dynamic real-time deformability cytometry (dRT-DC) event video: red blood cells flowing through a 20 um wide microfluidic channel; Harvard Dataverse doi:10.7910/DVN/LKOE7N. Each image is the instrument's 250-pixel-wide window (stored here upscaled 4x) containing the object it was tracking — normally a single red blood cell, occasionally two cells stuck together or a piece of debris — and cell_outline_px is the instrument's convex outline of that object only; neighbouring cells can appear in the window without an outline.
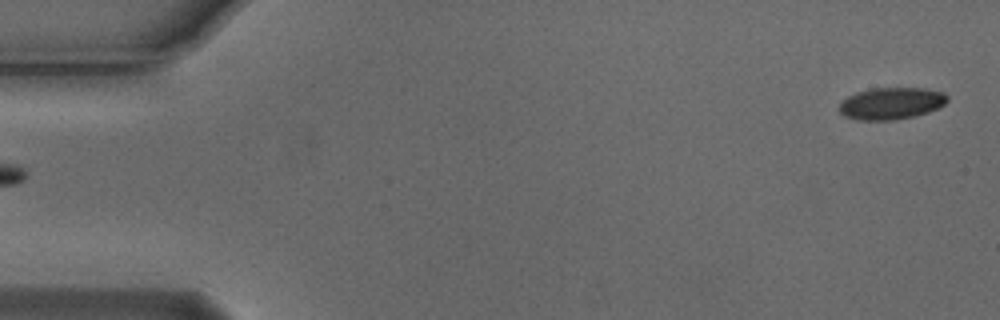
{"species": "Egyptian fruit bat (a non-hibernating species)", "species_latin": "Rousettus aegyptiacus", "temperature_condition": "cold", "stored_images_in_passage": 5, "segment_of_instrument_passage": [2, 2], "camera_frame_rate_fps": 3000, "um_per_image_px": 0.085, "animal": {"sex": "male"}, "frame": {"image": 1, "passage_image": 5, "time_ms": 1.333, "image_size_px": [1000, 320], "cell_outline_px": [[948, 100], [940, 108], [928, 112], [912, 116], [892, 120], [856, 120], [844, 116], [840, 112], [840, 104], [848, 96], [856, 92], [872, 88], [924, 88], [944, 92], [948, 96]], "centroid_in_image_um": [75.78, 8.78], "position_along_channel_um": 9.2, "area_um2": 20.11}}